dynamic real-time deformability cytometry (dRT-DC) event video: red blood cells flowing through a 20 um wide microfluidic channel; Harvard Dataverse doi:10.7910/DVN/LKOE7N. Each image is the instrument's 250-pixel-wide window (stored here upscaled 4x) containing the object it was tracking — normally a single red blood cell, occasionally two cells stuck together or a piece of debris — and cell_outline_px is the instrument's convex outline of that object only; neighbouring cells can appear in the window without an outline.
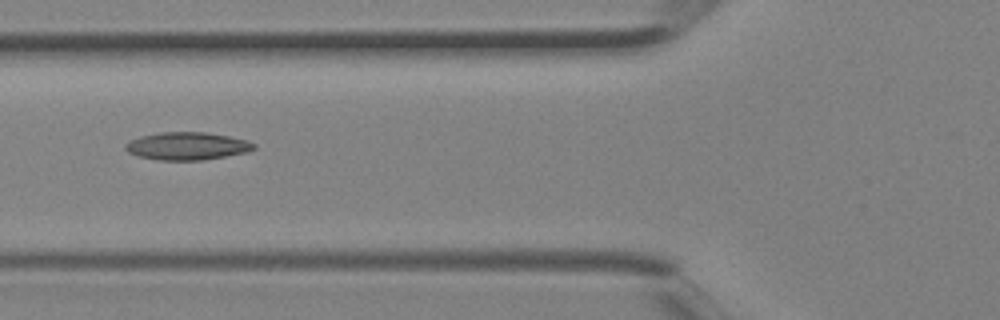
{"species": "Egyptian fruit bat (a non-hibernating species)", "species_latin": "Rousettus aegyptiacus", "temperature_condition": "room temperature", "stored_images_in_passage": 3, "camera_frame_rate_fps": 3000, "um_per_image_px": 0.085, "animal": {"sex": "female"}, "frame": {"image": 1, "passage_image": 3, "time_ms": 0.667, "image_size_px": [1000, 320], "cell_outline_px": [[256, 148], [248, 152], [204, 160], [156, 160], [140, 156], [128, 152], [124, 148], [124, 144], [128, 140], [140, 136], [160, 132], [204, 132], [228, 136], [248, 140], [256, 144]], "centroid_in_image_um": [15.9, 12.41], "position_along_channel_um": 109.9, "area_um2": 20.92}}